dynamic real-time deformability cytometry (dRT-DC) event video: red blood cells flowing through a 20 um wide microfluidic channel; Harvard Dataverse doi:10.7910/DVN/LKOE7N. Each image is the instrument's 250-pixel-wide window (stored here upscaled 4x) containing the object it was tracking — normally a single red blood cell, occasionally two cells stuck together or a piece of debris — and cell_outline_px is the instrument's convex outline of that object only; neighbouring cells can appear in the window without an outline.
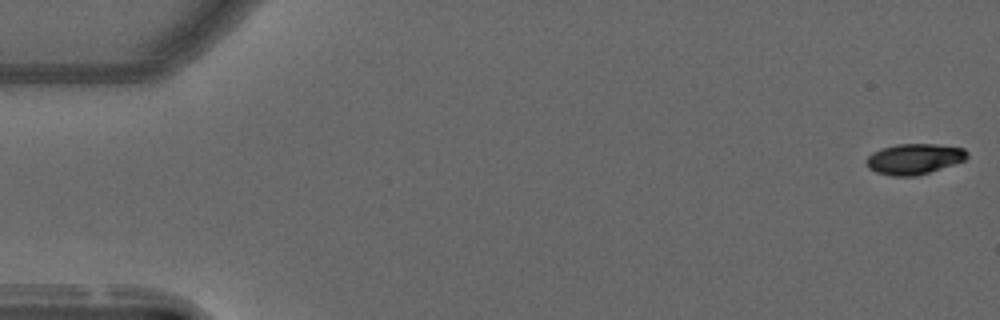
{"species": "common noctule bat (a hibernating species)", "species_latin": "Nyctalus noctula", "temperature_condition": "warm", "stored_images_in_passage": 21, "camera_frame_rate_fps": 3000, "um_per_image_px": 0.085, "animal": {"sex": "male", "forearm_length_mm": 52.5}, "frame": {"image": 1, "passage_image": 1, "time_ms": 0.0, "image_size_px": [1000, 320], "cell_outline_px": [[968, 156], [964, 160], [916, 176], [892, 176], [876, 172], [868, 168], [864, 164], [864, 160], [872, 152], [880, 148], [896, 144], [936, 144], [964, 148], [968, 152]], "centroid_in_image_um": [77.64, 13.5], "position_along_channel_um": 7.4, "area_um2": 18.03}}
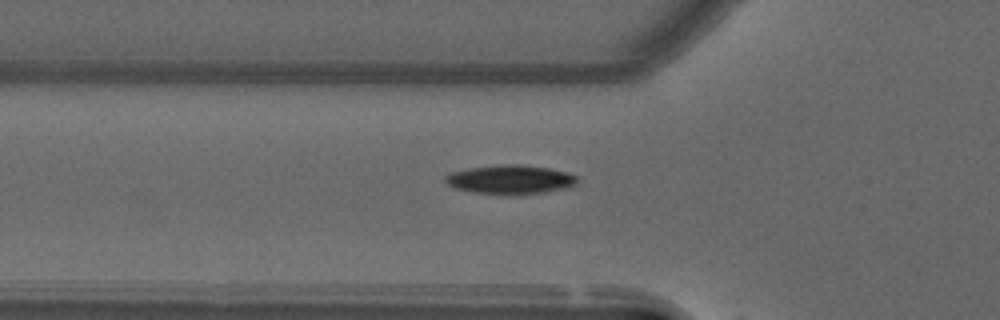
{"frame": {"image": 2, "passage_image": 19, "time_ms": 6.0, "image_size_px": [1000, 320], "cell_outline_px": [[576, 184], [564, 188], [544, 192], [512, 196], [508, 196], [472, 192], [456, 188], [448, 184], [444, 180], [444, 176], [452, 172], [468, 168], [500, 164], [520, 164], [548, 168], [568, 172], [576, 176]], "centroid_in_image_um": [43.35, 15.27], "position_along_channel_um": 82.5, "area_um2": 22.54}}